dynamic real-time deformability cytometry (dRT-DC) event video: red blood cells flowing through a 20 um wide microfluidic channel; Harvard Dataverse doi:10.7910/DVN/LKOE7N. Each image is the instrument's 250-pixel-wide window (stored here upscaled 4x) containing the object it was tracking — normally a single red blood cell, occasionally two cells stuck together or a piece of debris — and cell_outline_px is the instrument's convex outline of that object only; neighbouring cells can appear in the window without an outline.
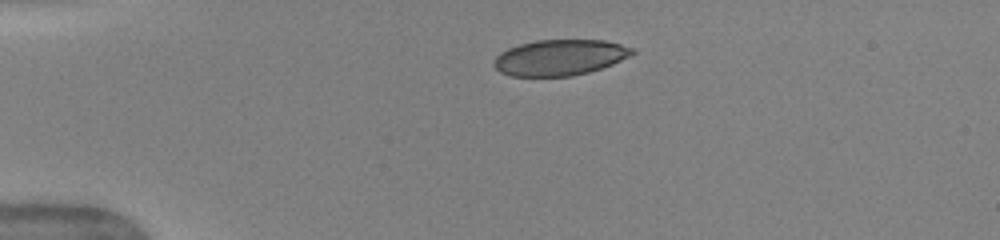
{"species": "human", "species_latin": "Homo sapiens", "temperature_condition": "warm", "stored_images_in_passage": 39, "camera_frame_rate_fps": 3000, "um_per_image_px": 0.085, "donor": {"sex": "female"}, "frame": {"image": 1, "passage_image": 1, "time_ms": 0.0, "image_size_px": [1000, 240], "cell_outline_px": [[636, 52], [612, 64], [588, 72], [572, 76], [512, 76], [500, 72], [492, 64], [492, 60], [500, 52], [508, 48], [520, 44], [536, 40], [604, 40], [636, 48]], "centroid_in_image_um": [47.56, 4.88], "position_along_channel_um": 37.4, "area_um2": 28.9}}
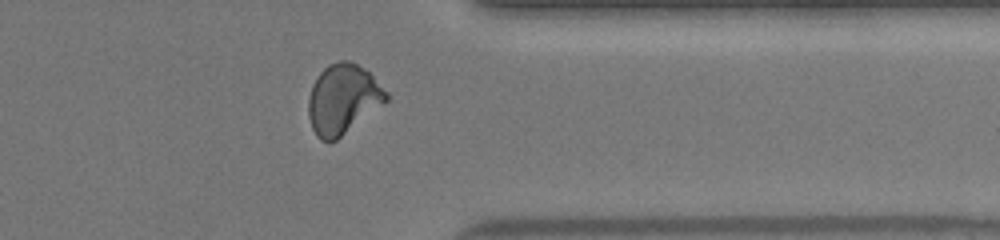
{"frame": {"image": 2, "passage_image": 30, "time_ms": 9.667, "image_size_px": [1000, 240], "cell_outline_px": [[388, 100], [336, 140], [320, 140], [316, 136], [312, 128], [308, 116], [308, 100], [312, 84], [316, 76], [328, 64], [340, 60], [348, 60], [364, 68], [388, 92]], "centroid_in_image_um": [29.12, 8.41], "position_along_channel_um": 382.3, "area_um2": 31.44}, "authors_computed_cell_mechanics": {"area_um2": 30.4606, "velocity_mm_per_s": 4.084, "shape_relaxation_time_tau1_ms": 5.6573, "shape_relaxation_time_tau2_ms": null, "deformation_change_tau1": 0.1713, "deformation_change_tau2": null}}